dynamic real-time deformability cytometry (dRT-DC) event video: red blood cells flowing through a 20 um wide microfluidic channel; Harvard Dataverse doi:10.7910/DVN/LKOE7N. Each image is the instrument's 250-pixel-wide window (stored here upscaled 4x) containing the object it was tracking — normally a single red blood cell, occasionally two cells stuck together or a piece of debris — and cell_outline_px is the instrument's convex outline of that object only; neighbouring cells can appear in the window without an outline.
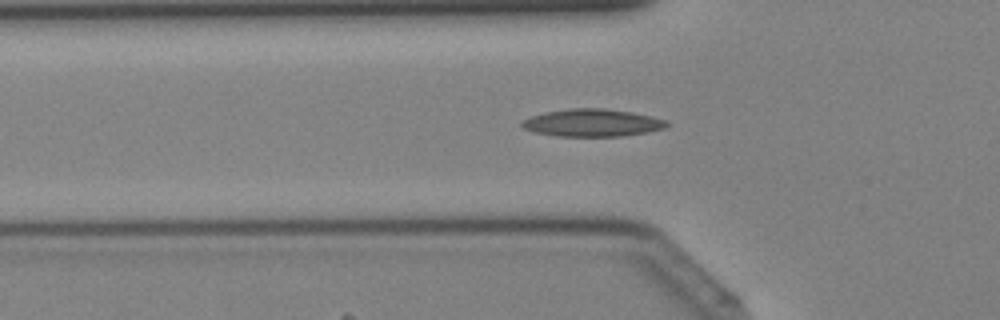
{"species": "Egyptian fruit bat (a non-hibernating species)", "species_latin": "Rousettus aegyptiacus", "temperature_condition": "cold", "stored_images_in_passage": 41, "camera_frame_rate_fps": 3000, "um_per_image_px": 0.085, "animal": {"sex": "female"}, "frame": {"image": 1, "passage_image": 14, "time_ms": 4.333, "image_size_px": [1000, 320], "cell_outline_px": [[672, 124], [664, 128], [648, 132], [620, 136], [556, 136], [536, 132], [524, 128], [520, 124], [524, 120], [532, 116], [544, 112], [568, 108], [604, 108], [632, 112], [668, 120]], "centroid_in_image_um": [50.39, 10.43], "position_along_channel_um": 75.4, "area_um2": 23.24}}
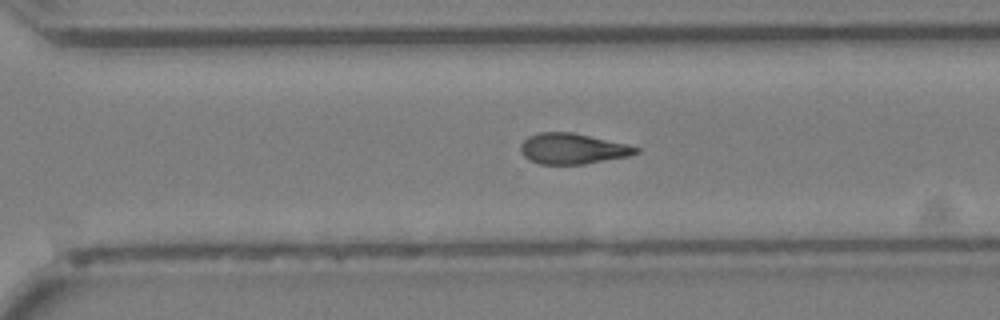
{"frame": {"image": 2, "passage_image": 29, "time_ms": 9.333, "image_size_px": [1000, 320], "cell_outline_px": [[640, 152], [628, 156], [584, 164], [540, 164], [528, 160], [520, 152], [520, 144], [528, 136], [540, 132], [572, 132], [628, 144], [640, 148]], "centroid_in_image_um": [48.65, 12.64], "position_along_channel_um": 321.9, "area_um2": 20.69}}
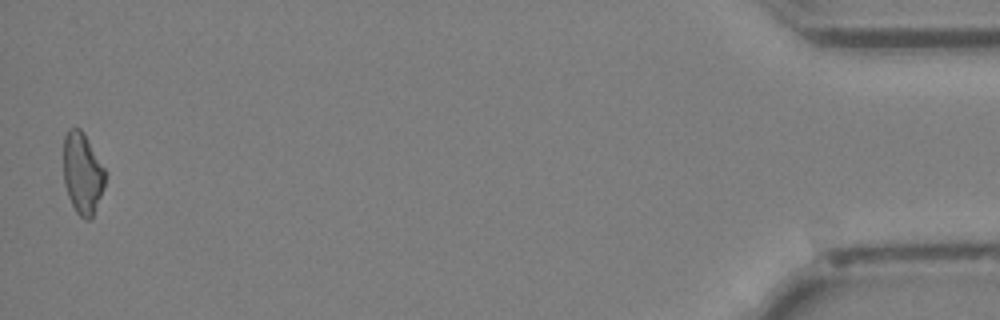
{"frame": {"image": 3, "passage_image": 41, "time_ms": 13.333, "image_size_px": [1000, 320], "cell_outline_px": [[104, 188], [92, 216], [88, 220], [84, 220], [76, 212], [68, 196], [64, 184], [64, 136], [68, 128], [80, 128], [84, 132], [104, 168]], "centroid_in_image_um": [6.99, 14.71], "position_along_channel_um": 428.2, "area_um2": 19.59}}